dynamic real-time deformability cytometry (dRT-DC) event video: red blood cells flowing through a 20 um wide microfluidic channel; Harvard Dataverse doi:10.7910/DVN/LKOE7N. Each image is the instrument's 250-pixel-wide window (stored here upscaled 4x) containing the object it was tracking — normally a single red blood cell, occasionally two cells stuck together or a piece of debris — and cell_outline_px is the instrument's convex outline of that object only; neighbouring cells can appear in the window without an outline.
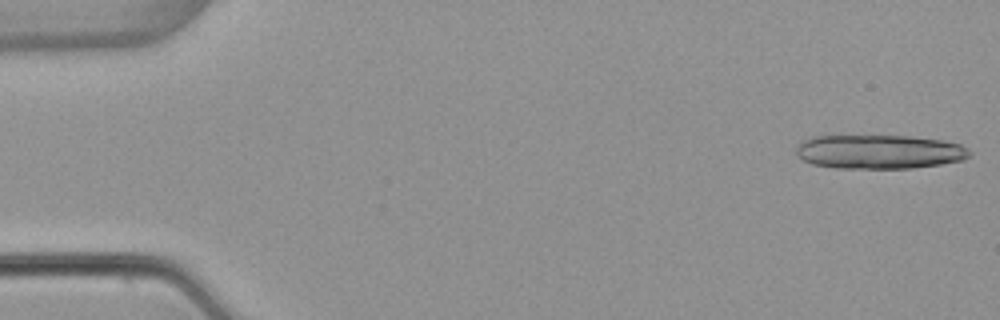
{"species": "common noctule bat (a hibernating species)", "species_latin": "Nyctalus noctula", "temperature_condition": "warm", "stored_images_in_passage": 14, "camera_frame_rate_fps": 3000, "um_per_image_px": 0.085, "animal": {"sex": "female", "body_mass_g": 22.7, "forearm_length_mm": 54.2}, "frame": {"image": 1, "passage_image": 1, "time_ms": 0.0, "image_size_px": [1000, 320], "cell_outline_px": [[972, 152], [964, 160], [940, 164], [912, 168], [836, 168], [812, 164], [796, 156], [796, 144], [800, 140], [812, 136], [840, 132], [912, 136], [944, 140], [960, 144], [968, 148]], "centroid_in_image_um": [74.63, 12.83], "position_along_channel_um": 10.4, "area_um2": 36.24}}